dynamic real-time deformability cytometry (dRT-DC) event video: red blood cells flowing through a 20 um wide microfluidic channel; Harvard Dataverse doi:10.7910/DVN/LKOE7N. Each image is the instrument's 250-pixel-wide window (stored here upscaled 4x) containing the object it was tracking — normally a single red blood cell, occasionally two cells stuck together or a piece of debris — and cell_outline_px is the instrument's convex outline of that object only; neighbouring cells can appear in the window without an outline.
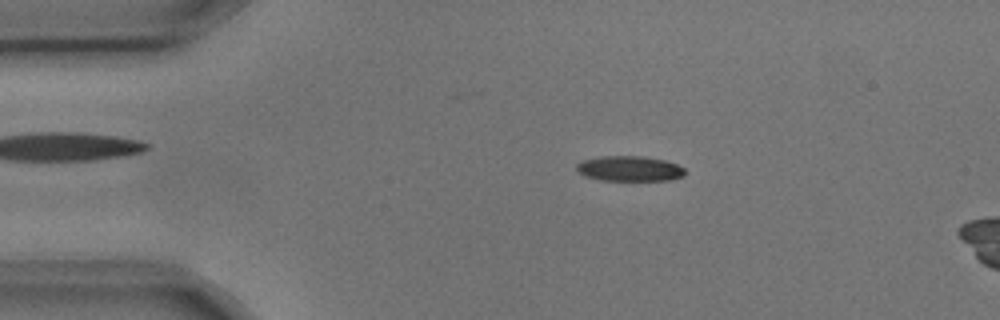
{"species": "common noctule bat (a hibernating species)", "species_latin": "Nyctalus noctula", "temperature_condition": "cold", "stored_images_in_passage": 4, "camera_frame_rate_fps": 3000, "um_per_image_px": 0.085, "animal": {"sex": "male", "body_mass_g": 17.9, "forearm_length_mm": 54.2}, "frame": {"image": 1, "passage_image": 2, "time_ms": 0.333, "image_size_px": [1000, 320], "cell_outline_px": [[684, 176], [668, 180], [600, 180], [584, 176], [576, 168], [576, 164], [584, 160], [600, 156], [640, 156], [664, 160], [676, 164], [684, 168]], "centroid_in_image_um": [53.49, 14.33], "position_along_channel_um": 31.5, "area_um2": 15.78}}
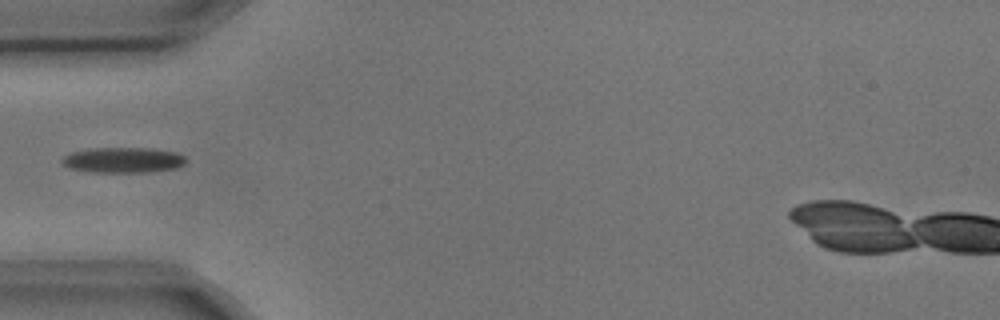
{"frame": {"image": 2, "passage_image": 4, "time_ms": 1.0, "image_size_px": [1000, 320], "cell_outline_px": [[184, 164], [176, 168], [144, 172], [92, 172], [68, 168], [60, 160], [64, 156], [72, 152], [92, 148], [148, 148], [176, 152], [184, 156]], "centroid_in_image_um": [10.43, 13.6], "position_along_channel_um": 74.6, "area_um2": 18.21}}